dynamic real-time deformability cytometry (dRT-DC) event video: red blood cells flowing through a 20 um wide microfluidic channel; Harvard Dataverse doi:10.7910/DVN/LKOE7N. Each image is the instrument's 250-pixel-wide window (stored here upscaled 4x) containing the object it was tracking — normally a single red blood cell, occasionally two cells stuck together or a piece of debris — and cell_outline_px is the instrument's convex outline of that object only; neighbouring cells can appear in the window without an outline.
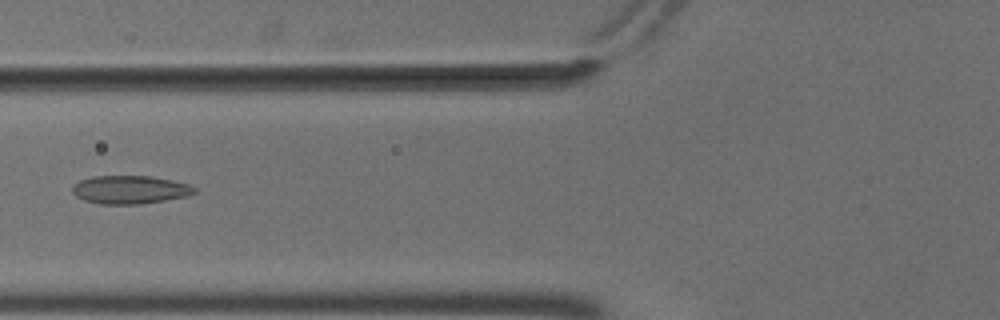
{"species": "common noctule bat (a hibernating species)", "species_latin": "Nyctalus noctula", "temperature_condition": "cold", "stored_images_in_passage": 8, "camera_frame_rate_fps": 3000, "um_per_image_px": 0.085, "animal": {"sex": "male", "body_mass_g": 18.8}, "frame": {"image": 1, "passage_image": 7, "time_ms": 2.0, "image_size_px": [1000, 320], "cell_outline_px": [[196, 192], [188, 196], [140, 204], [100, 204], [84, 200], [76, 196], [72, 192], [72, 184], [80, 180], [92, 176], [152, 176], [192, 184], [196, 188]], "centroid_in_image_um": [11.06, 16.11], "position_along_channel_um": 114.7, "area_um2": 20.29}}
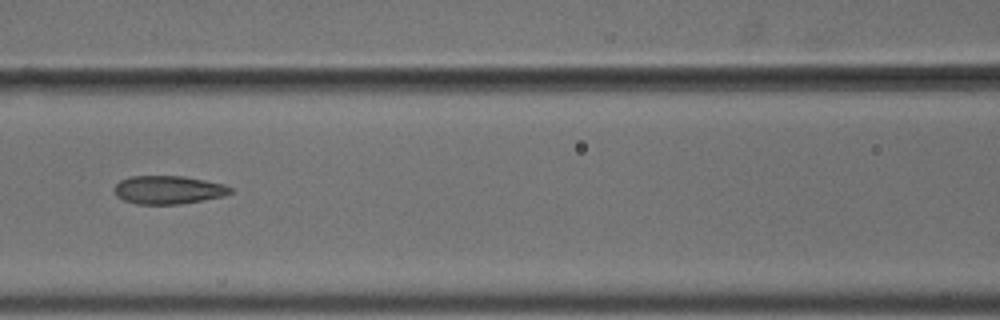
{"frame": {"image": 2, "passage_image": 8, "time_ms": 2.333, "image_size_px": [1000, 320], "cell_outline_px": [[232, 192], [224, 196], [180, 204], [136, 204], [124, 200], [116, 196], [112, 188], [120, 180], [128, 176], [184, 176], [224, 184], [232, 188]], "centroid_in_image_um": [14.27, 16.13], "position_along_channel_um": 152.3, "area_um2": 19.25}}